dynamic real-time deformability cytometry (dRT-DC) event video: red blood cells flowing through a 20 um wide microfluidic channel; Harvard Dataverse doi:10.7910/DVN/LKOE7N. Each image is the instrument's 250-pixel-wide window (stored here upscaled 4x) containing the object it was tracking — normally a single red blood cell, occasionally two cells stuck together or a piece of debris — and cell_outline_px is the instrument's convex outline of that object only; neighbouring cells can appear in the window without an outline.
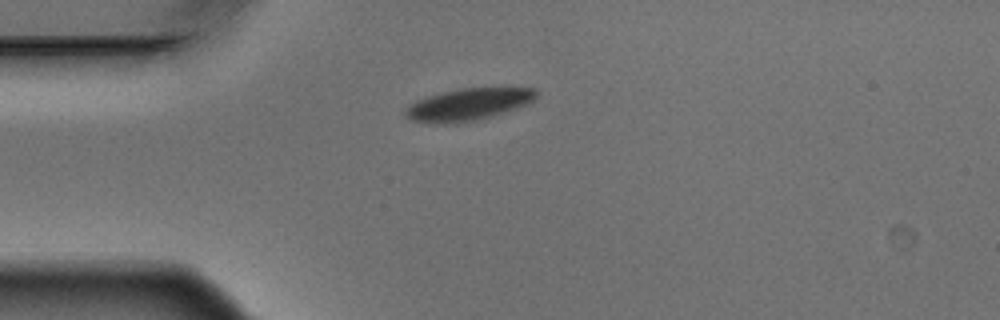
{"species": "Egyptian fruit bat (a non-hibernating species)", "species_latin": "Rousettus aegyptiacus", "temperature_condition": "warm", "stored_images_in_passage": 2, "camera_frame_rate_fps": 3000, "um_per_image_px": 0.085, "animal": {"sex": "male"}, "frame": {"image": 1, "passage_image": 1, "time_ms": 0.0, "image_size_px": [1000, 320], "cell_outline_px": [[536, 96], [532, 100], [516, 108], [492, 116], [476, 120], [448, 124], [428, 124], [412, 120], [404, 116], [404, 112], [416, 100], [428, 96], [460, 88], [536, 88]], "centroid_in_image_um": [39.75, 8.89], "position_along_channel_um": 45.3, "area_um2": 24.16}}